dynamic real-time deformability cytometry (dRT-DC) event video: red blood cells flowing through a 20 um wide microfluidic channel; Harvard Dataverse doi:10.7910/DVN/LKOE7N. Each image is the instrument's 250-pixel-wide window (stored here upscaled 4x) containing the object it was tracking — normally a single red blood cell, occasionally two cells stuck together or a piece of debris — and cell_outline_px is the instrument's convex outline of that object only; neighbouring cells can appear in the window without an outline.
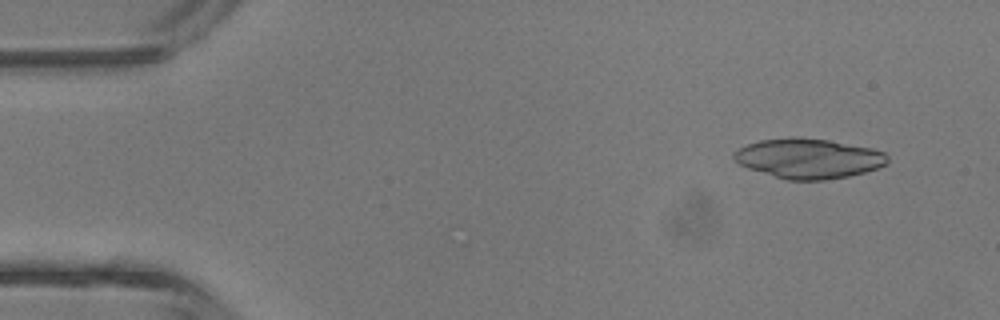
{"species": "common noctule bat (a hibernating species)", "species_latin": "Nyctalus noctula", "temperature_condition": "room temperature", "stored_images_in_passage": 9, "camera_frame_rate_fps": 3000, "um_per_image_px": 0.085, "animal": {"sex": "male", "body_mass_g": 13.3}, "frame": {"image": 1, "passage_image": 4, "time_ms": 1.0, "image_size_px": [1000, 320], "cell_outline_px": [[888, 164], [864, 172], [848, 176], [828, 180], [788, 180], [748, 168], [740, 164], [732, 156], [740, 148], [748, 144], [760, 140], [792, 136], [800, 136], [828, 140], [872, 148], [884, 152], [888, 156]], "centroid_in_image_um": [68.75, 13.46], "position_along_channel_um": 16.2, "area_um2": 35.66}}